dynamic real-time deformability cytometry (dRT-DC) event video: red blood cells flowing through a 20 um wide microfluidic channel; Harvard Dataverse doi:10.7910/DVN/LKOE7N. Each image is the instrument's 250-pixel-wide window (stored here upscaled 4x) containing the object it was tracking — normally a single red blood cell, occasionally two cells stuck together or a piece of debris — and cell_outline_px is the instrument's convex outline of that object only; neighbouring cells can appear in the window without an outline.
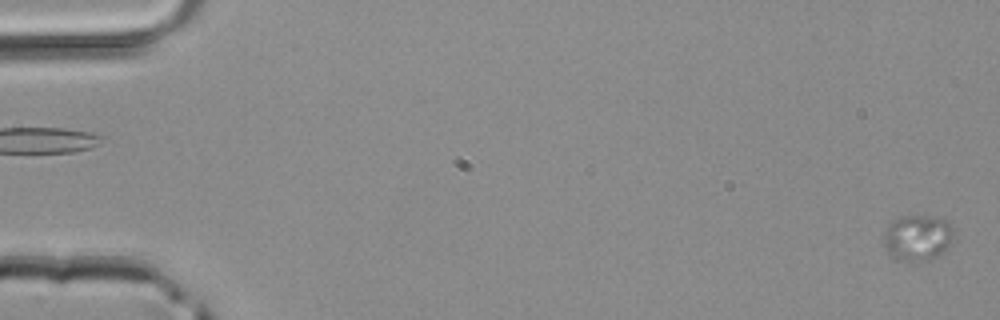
{"species": "common noctule bat (a hibernating species)", "species_latin": "Nyctalus noctula", "temperature_condition": "room temperature", "stored_images_in_passage": 3, "camera_frame_rate_fps": 3000, "um_per_image_px": 0.085, "animal": {"sex": "male", "body_mass_g": 20.4}, "frame": {"image": 1, "passage_image": 3, "time_ms": 0.667, "image_size_px": [1000, 320], "cell_outline_px": [[956, 236], [948, 248], [936, 256], [928, 260], [904, 260], [892, 256], [888, 252], [884, 244], [884, 228], [896, 216], [936, 216], [952, 224]], "centroid_in_image_um": [78.02, 20.16], "position_along_channel_um": 7.0, "area_um2": 18.96}}